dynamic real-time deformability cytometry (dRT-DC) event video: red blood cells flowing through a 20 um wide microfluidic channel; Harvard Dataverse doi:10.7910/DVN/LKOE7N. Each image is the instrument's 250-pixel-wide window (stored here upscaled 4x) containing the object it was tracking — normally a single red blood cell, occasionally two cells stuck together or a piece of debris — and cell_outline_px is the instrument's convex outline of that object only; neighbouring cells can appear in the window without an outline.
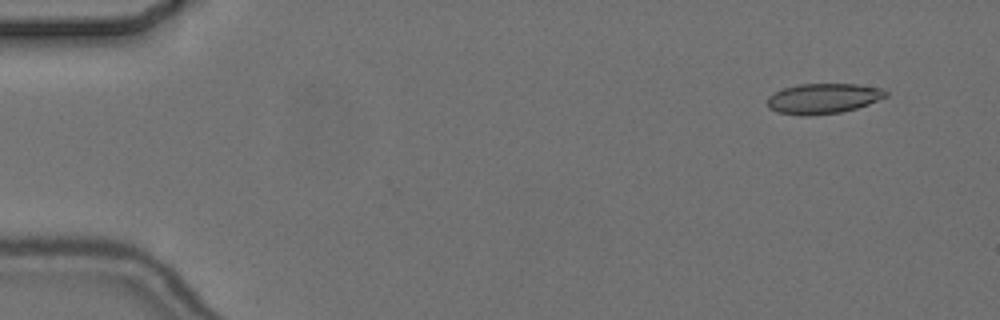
{"species": "common noctule bat (a hibernating species)", "species_latin": "Nyctalus noctula", "temperature_condition": "cold", "stored_images_in_passage": 5, "camera_frame_rate_fps": 3000, "um_per_image_px": 0.085, "animal": {"sex": "female", "body_mass_g": 24.6, "forearm_length_mm": 56.2}, "frame": {"image": 1, "passage_image": 2, "time_ms": 1.0, "image_size_px": [1000, 320], "cell_outline_px": [[888, 96], [868, 104], [856, 108], [840, 112], [808, 116], [800, 116], [776, 112], [768, 108], [768, 96], [784, 88], [800, 84], [856, 84], [880, 88], [888, 92]], "centroid_in_image_um": [69.96, 8.38], "position_along_channel_um": 15.0, "area_um2": 20.87}}
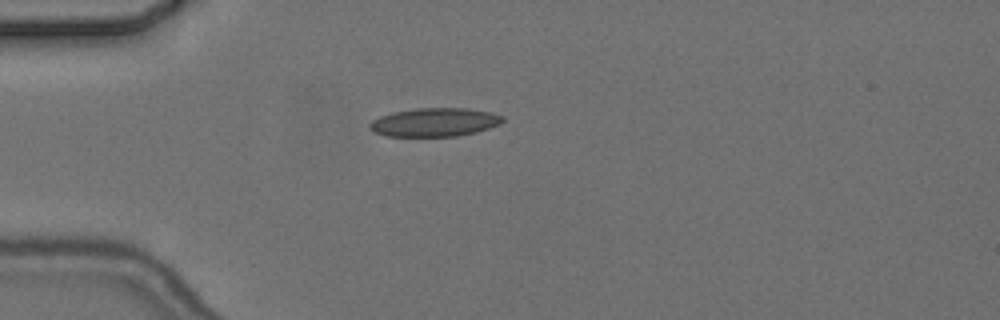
{"frame": {"image": 2, "passage_image": 5, "time_ms": 4.667, "image_size_px": [1000, 320], "cell_outline_px": [[504, 120], [500, 124], [476, 132], [456, 136], [388, 136], [376, 132], [368, 128], [368, 124], [372, 120], [380, 116], [392, 112], [416, 108], [468, 108], [492, 112], [504, 116]], "centroid_in_image_um": [36.95, 10.38], "position_along_channel_um": 48.0, "area_um2": 22.2}}